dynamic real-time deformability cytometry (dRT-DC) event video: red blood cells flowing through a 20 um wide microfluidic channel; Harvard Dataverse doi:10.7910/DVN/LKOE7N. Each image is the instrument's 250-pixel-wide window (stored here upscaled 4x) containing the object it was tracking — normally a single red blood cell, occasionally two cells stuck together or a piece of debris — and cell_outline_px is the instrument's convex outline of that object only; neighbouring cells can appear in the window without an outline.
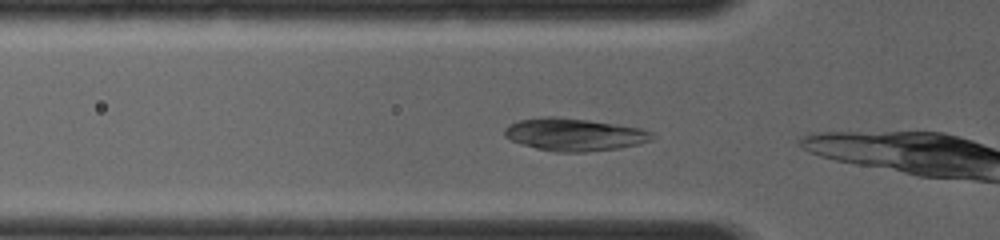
{"species": "common noctule bat (a hibernating species)", "species_latin": "Nyctalus noctula", "temperature_condition": "room temperature", "stored_images_in_passage": 8, "camera_frame_rate_fps": 4000, "um_per_image_px": 0.085, "animal": {"sex": "female", "body_mass_g": 19.0, "forearm_length_mm": 56.7}, "frame": {"image": 1, "passage_image": 2, "time_ms": 0.25, "image_size_px": [1000, 240], "cell_outline_px": [[656, 136], [652, 140], [620, 148], [588, 152], [556, 152], [536, 148], [512, 140], [504, 136], [504, 128], [508, 124], [520, 120], [544, 116], [556, 116], [588, 120], [616, 124], [640, 128], [652, 132]], "centroid_in_image_um": [48.82, 11.43], "position_along_channel_um": 77.0, "area_um2": 28.03}}
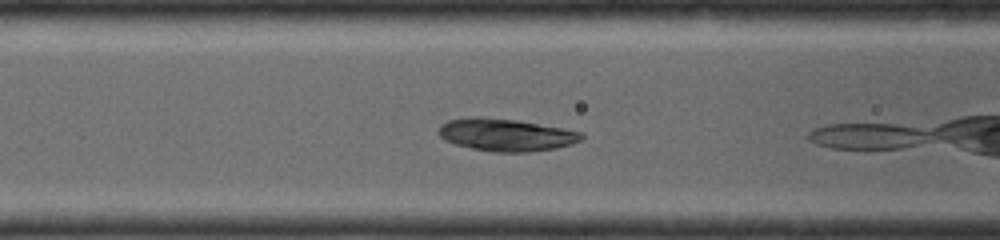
{"frame": {"image": 2, "passage_image": 5, "time_ms": 1.25, "image_size_px": [1000, 240], "cell_outline_px": [[584, 136], [580, 140], [572, 144], [556, 148], [528, 152], [492, 152], [472, 148], [456, 144], [444, 140], [436, 132], [440, 124], [448, 120], [468, 116], [484, 116], [516, 120], [560, 128], [580, 132]], "centroid_in_image_um": [42.93, 11.45], "position_along_channel_um": 123.7, "area_um2": 27.11}}